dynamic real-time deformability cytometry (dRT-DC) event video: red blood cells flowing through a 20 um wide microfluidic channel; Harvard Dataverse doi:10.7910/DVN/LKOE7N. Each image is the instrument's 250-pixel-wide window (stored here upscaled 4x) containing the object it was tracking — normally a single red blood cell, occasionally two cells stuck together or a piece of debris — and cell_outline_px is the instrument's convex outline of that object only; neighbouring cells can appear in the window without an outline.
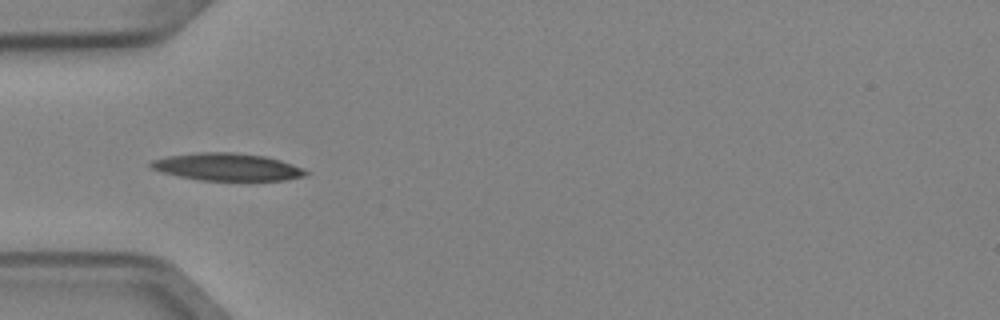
{"species": "Egyptian fruit bat (a non-hibernating species)", "species_latin": "Rousettus aegyptiacus", "temperature_condition": "cold", "stored_images_in_passage": 4, "camera_frame_rate_fps": 3000, "um_per_image_px": 0.085, "animal": {"sex": "female"}, "frame": {"image": 1, "passage_image": 1, "time_ms": 0.0, "image_size_px": [1000, 320], "cell_outline_px": [[312, 172], [304, 176], [284, 180], [200, 180], [176, 176], [160, 172], [152, 168], [148, 164], [152, 160], [168, 156], [200, 152], [232, 152], [264, 156], [280, 160], [304, 168]], "centroid_in_image_um": [19.31, 14.19], "position_along_channel_um": 65.7, "area_um2": 24.8}}
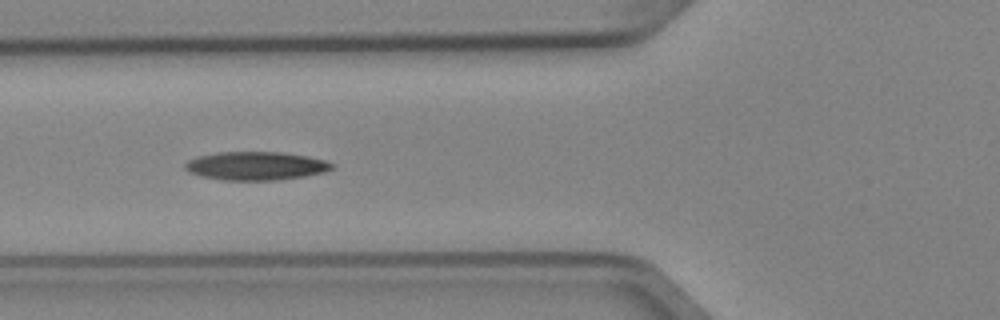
{"frame": {"image": 2, "passage_image": 2, "time_ms": 0.333, "image_size_px": [1000, 320], "cell_outline_px": [[336, 164], [332, 168], [324, 172], [304, 176], [276, 180], [224, 180], [200, 176], [188, 172], [184, 168], [184, 164], [188, 160], [196, 156], [216, 152], [280, 152], [308, 156], [324, 160]], "centroid_in_image_um": [21.71, 14.09], "position_along_channel_um": 104.1, "area_um2": 24.45}}
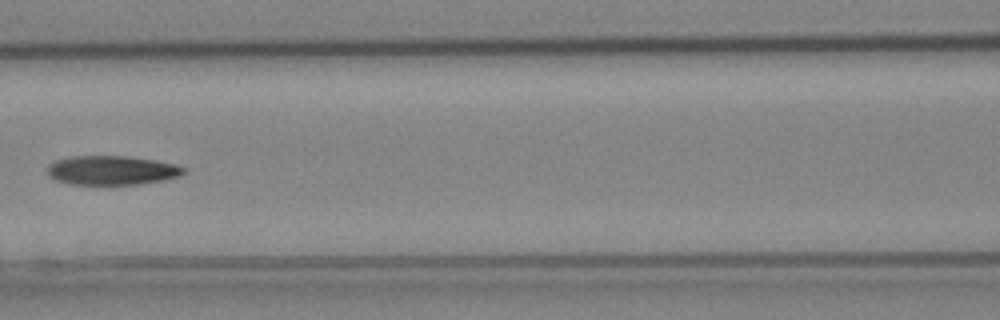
{"frame": {"image": 3, "passage_image": 3, "time_ms": 0.667, "image_size_px": [1000, 320], "cell_outline_px": [[184, 172], [180, 176], [164, 180], [140, 184], [68, 184], [56, 180], [48, 176], [48, 164], [56, 160], [72, 156], [128, 156], [156, 160], [176, 164], [184, 168]], "centroid_in_image_um": [9.5, 14.47], "position_along_channel_um": 157.1, "area_um2": 23.24}}